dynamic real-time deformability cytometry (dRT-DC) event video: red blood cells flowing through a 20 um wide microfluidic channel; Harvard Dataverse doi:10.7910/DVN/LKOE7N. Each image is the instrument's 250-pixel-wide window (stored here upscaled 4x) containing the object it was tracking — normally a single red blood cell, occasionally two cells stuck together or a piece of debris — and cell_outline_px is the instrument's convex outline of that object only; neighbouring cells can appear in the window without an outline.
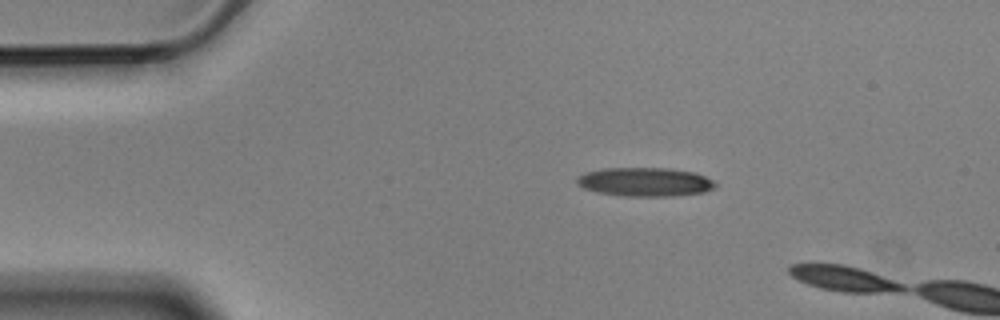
{"species": "Egyptian fruit bat (a non-hibernating species)", "species_latin": "Rousettus aegyptiacus", "temperature_condition": "cold", "stored_images_in_passage": 4, "camera_frame_rate_fps": 3000, "um_per_image_px": 0.085, "animal": {"sex": "male"}, "frame": {"image": 1, "passage_image": 3, "time_ms": 0.667, "image_size_px": [1000, 320], "cell_outline_px": [[716, 188], [704, 192], [676, 196], [620, 196], [596, 192], [584, 188], [576, 184], [576, 176], [584, 172], [600, 168], [668, 168], [696, 172], [712, 180], [716, 184]], "centroid_in_image_um": [54.79, 15.46], "position_along_channel_um": 30.2, "area_um2": 23.64}}